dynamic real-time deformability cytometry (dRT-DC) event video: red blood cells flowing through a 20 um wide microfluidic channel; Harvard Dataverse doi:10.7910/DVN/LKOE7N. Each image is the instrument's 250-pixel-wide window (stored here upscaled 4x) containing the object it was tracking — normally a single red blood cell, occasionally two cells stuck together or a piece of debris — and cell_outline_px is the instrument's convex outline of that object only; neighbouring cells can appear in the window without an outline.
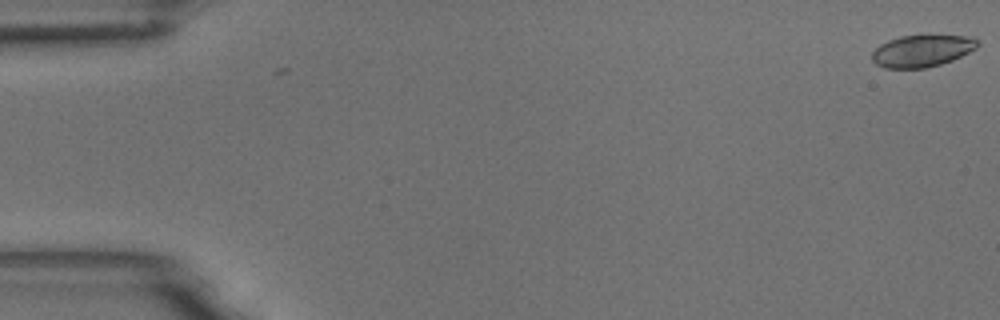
{"species": "common noctule bat (a hibernating species)", "species_latin": "Nyctalus noctula", "temperature_condition": "room temperature", "stored_images_in_passage": 56, "camera_frame_rate_fps": 3000, "um_per_image_px": 0.085, "animal": {"sex": "male", "body_mass_g": 18.8}, "frame": {"image": 1, "passage_image": 1, "time_ms": 0.0, "image_size_px": [1000, 320], "cell_outline_px": [[980, 44], [976, 48], [952, 60], [940, 64], [924, 68], [884, 68], [876, 64], [872, 60], [872, 52], [880, 44], [888, 40], [900, 36], [928, 32], [972, 36], [980, 40]], "centroid_in_image_um": [78.42, 4.25], "position_along_channel_um": 6.6, "area_um2": 20.58}}
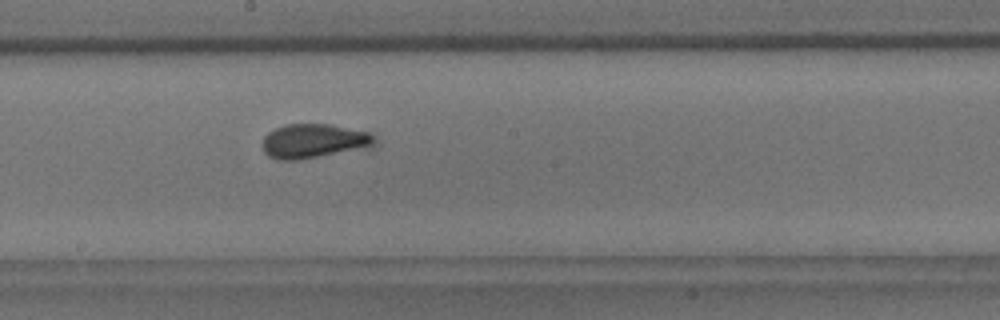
{"frame": {"image": 2, "passage_image": 31, "time_ms": 10.0, "image_size_px": [1000, 320], "cell_outline_px": [[376, 148], [296, 160], [280, 160], [268, 156], [264, 152], [264, 136], [268, 132], [284, 124], [332, 124], [372, 132], [376, 136]], "centroid_in_image_um": [26.81, 11.99], "position_along_channel_um": 221.4, "area_um2": 23.12}}
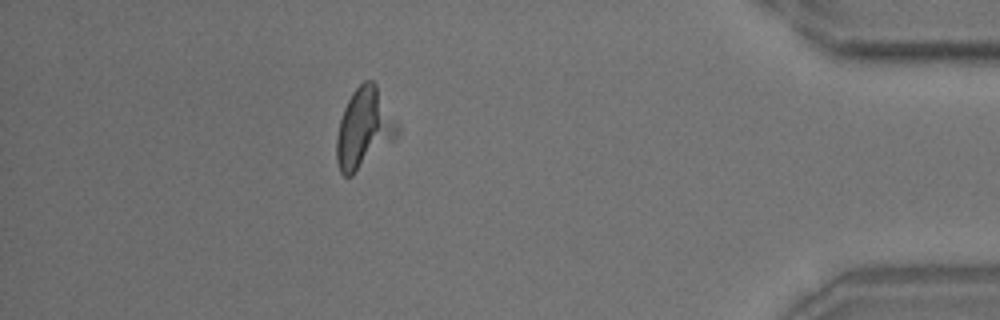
{"frame": {"image": 3, "passage_image": 50, "time_ms": 16.333, "image_size_px": [1000, 320], "cell_outline_px": [[400, 132], [396, 140], [352, 176], [344, 176], [340, 172], [336, 160], [336, 136], [340, 120], [344, 108], [352, 92], [364, 80], [372, 80], [376, 84], [400, 128]], "centroid_in_image_um": [30.96, 10.95], "position_along_channel_um": 404.2, "area_um2": 28.55}}